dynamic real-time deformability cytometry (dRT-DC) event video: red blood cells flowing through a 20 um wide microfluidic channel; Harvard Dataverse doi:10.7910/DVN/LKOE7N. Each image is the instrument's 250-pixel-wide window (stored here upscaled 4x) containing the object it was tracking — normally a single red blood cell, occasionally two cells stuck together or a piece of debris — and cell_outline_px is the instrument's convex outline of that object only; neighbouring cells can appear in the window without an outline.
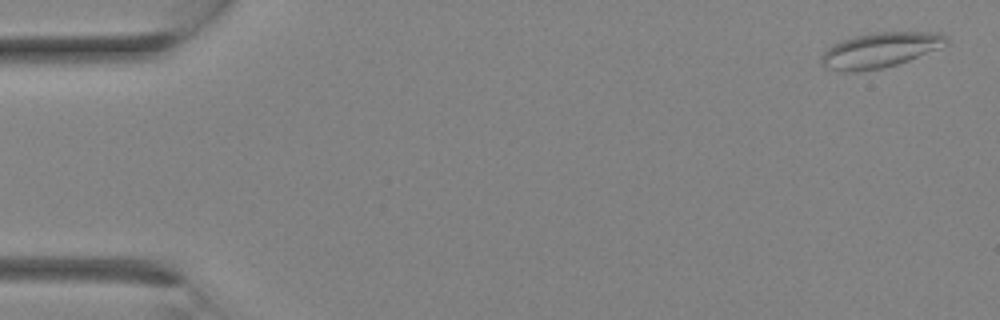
{"species": "Egyptian fruit bat (a non-hibernating species)", "species_latin": "Rousettus aegyptiacus", "temperature_condition": "room temperature", "stored_images_in_passage": 8, "camera_frame_rate_fps": 3000, "um_per_image_px": 0.085, "animal": {"sex": "female"}, "frame": {"image": 1, "passage_image": 1, "time_ms": 0.0, "image_size_px": [1000, 320], "cell_outline_px": [[948, 44], [908, 60], [884, 68], [860, 72], [840, 72], [828, 68], [820, 64], [820, 56], [828, 48], [844, 40], [856, 36], [876, 32], [936, 32], [948, 36]], "centroid_in_image_um": [74.79, 4.27], "position_along_channel_um": 10.2, "area_um2": 25.43}}